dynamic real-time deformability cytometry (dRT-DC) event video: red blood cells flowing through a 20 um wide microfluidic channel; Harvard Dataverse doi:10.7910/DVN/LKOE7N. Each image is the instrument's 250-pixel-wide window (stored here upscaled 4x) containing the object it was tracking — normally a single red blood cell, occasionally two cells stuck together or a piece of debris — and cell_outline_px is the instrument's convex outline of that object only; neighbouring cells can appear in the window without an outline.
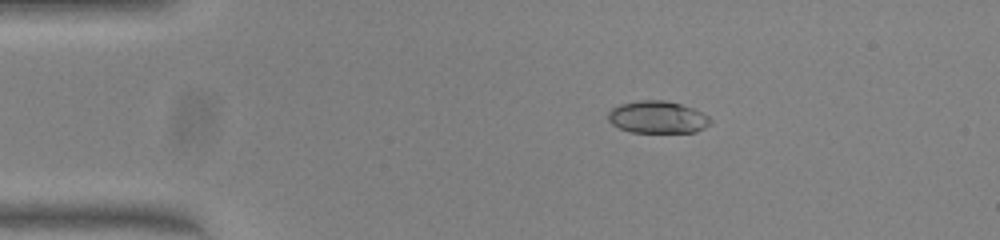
{"species": "common noctule bat (a hibernating species)", "species_latin": "Nyctalus noctula", "temperature_condition": "warm", "stored_images_in_passage": 42, "camera_frame_rate_fps": 3000, "um_per_image_px": 0.085, "animal": {"sex": "female", "body_mass_g": 23.0, "forearm_length_mm": 53.4}, "frame": {"image": 1, "passage_image": 1, "time_ms": 0.0, "image_size_px": [1000, 240], "cell_outline_px": [[712, 120], [704, 128], [696, 132], [632, 132], [620, 128], [612, 124], [608, 120], [608, 112], [612, 108], [620, 104], [640, 100], [664, 100], [680, 104], [692, 108], [708, 116]], "centroid_in_image_um": [55.87, 9.96], "position_along_channel_um": 29.1, "area_um2": 19.07}}
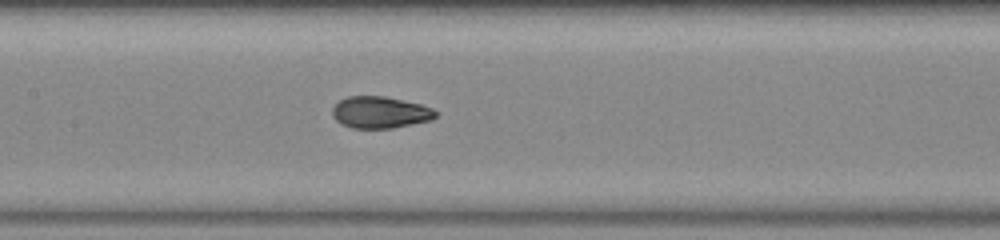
{"frame": {"image": 2, "passage_image": 16, "time_ms": 5.0, "image_size_px": [1000, 240], "cell_outline_px": [[440, 112], [432, 120], [392, 128], [352, 128], [340, 124], [332, 116], [332, 108], [340, 100], [348, 96], [384, 96], [420, 104], [432, 108]], "centroid_in_image_um": [32.31, 9.55], "position_along_channel_um": 175.1, "area_um2": 19.19}}
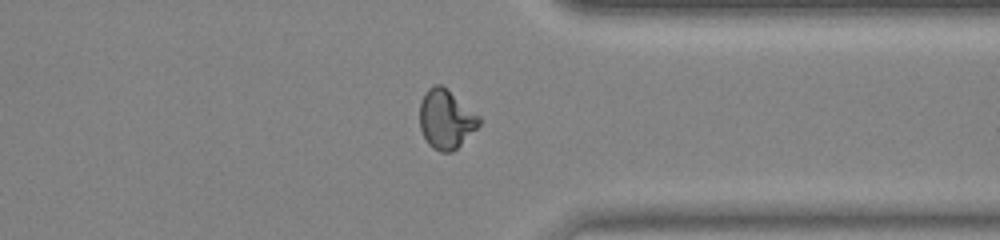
{"frame": {"image": 3, "passage_image": 31, "time_ms": 10.0, "image_size_px": [1000, 240], "cell_outline_px": [[480, 124], [452, 152], [440, 152], [432, 148], [428, 144], [420, 128], [420, 100], [424, 92], [428, 88], [436, 84], [440, 84], [480, 116]], "centroid_in_image_um": [37.87, 10.13], "position_along_channel_um": 373.5, "area_um2": 20.17}, "authors_computed_cell_mechanics": {"area_um2": 19.5653, "velocity_mm_per_s": 4.0431, "shape_relaxation_time_tau1_ms": 8.0881, "shape_relaxation_time_tau2_ms": null, "deformation_change_tau1": 0.259, "deformation_change_tau2": null}}